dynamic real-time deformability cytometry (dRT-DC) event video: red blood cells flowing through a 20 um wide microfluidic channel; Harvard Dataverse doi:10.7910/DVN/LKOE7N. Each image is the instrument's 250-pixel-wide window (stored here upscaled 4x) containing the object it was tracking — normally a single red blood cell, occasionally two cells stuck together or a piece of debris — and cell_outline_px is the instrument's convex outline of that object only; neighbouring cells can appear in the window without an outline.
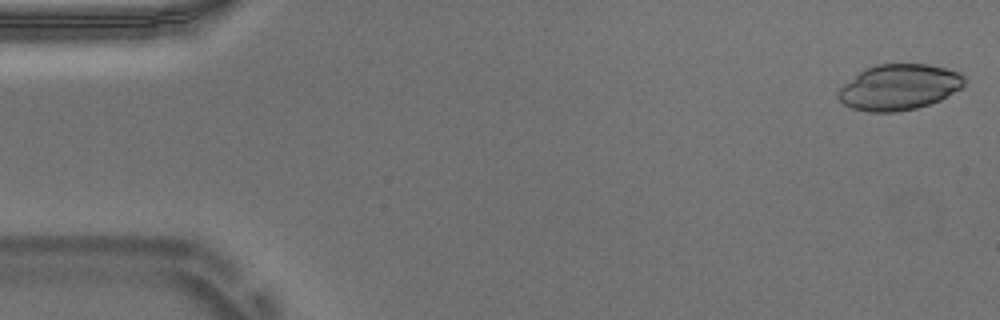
{"species": "Egyptian fruit bat (a non-hibernating species)", "species_latin": "Rousettus aegyptiacus", "temperature_condition": "warm", "stored_images_in_passage": 53, "camera_frame_rate_fps": 3000, "um_per_image_px": 0.085, "animal": {"sex": "male"}, "frame": {"image": 1, "passage_image": 1, "time_ms": 0.0, "image_size_px": [1000, 320], "cell_outline_px": [[964, 84], [960, 88], [940, 100], [916, 108], [896, 112], [868, 112], [852, 108], [844, 104], [836, 96], [836, 92], [844, 84], [864, 68], [876, 64], [928, 64], [960, 72], [964, 76]], "centroid_in_image_um": [76.39, 7.4], "position_along_channel_um": 8.6, "area_um2": 33.58}}
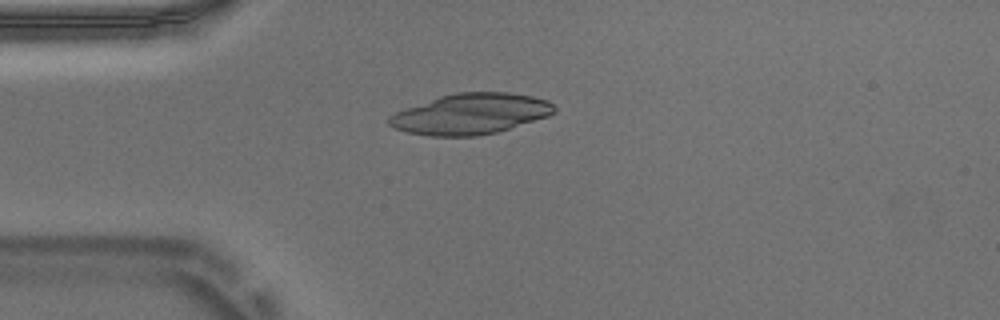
{"frame": {"image": 2, "passage_image": 13, "time_ms": 4.0, "image_size_px": [1000, 320], "cell_outline_px": [[556, 112], [548, 116], [496, 132], [476, 136], [428, 136], [408, 132], [396, 128], [388, 124], [388, 116], [396, 112], [440, 96], [456, 92], [508, 92], [532, 96], [548, 100], [556, 108]], "centroid_in_image_um": [40.02, 9.68], "position_along_channel_um": 45.0, "area_um2": 38.9}}